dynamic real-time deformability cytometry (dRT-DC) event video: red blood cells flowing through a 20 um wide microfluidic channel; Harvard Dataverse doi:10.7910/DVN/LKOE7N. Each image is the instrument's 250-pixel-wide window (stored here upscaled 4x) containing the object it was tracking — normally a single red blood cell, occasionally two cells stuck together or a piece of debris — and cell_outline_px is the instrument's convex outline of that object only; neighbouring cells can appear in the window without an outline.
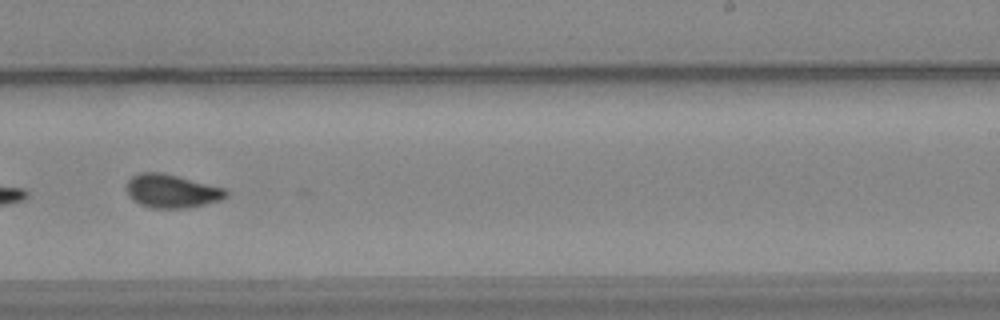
{"species": "common noctule bat (a hibernating species)", "species_latin": "Nyctalus noctula", "temperature_condition": "warm", "stored_images_in_passage": 43, "camera_frame_rate_fps": 3000, "um_per_image_px": 0.085, "animal": {"sex": "female", "body_mass_g": 24.6, "forearm_length_mm": 56.2}, "frame": {"image": 1, "passage_image": 35, "time_ms": 11.333, "image_size_px": [1000, 320], "cell_outline_px": [[228, 196], [220, 200], [188, 208], [152, 208], [140, 204], [132, 200], [128, 196], [124, 188], [128, 180], [132, 176], [140, 172], [160, 172], [224, 188], [228, 192]], "centroid_in_image_um": [14.53, 16.25], "position_along_channel_um": 274.5, "area_um2": 19.42}, "authors_computed_cell_mechanics": {"area_um2": 19.5364, "velocity_mm_per_s": 3.7092, "shape_relaxation_time_tau1_ms": null, "shape_relaxation_time_tau2_ms": 1.0604, "deformation_change_tau1": null, "deformation_change_tau2": 0.0336}}